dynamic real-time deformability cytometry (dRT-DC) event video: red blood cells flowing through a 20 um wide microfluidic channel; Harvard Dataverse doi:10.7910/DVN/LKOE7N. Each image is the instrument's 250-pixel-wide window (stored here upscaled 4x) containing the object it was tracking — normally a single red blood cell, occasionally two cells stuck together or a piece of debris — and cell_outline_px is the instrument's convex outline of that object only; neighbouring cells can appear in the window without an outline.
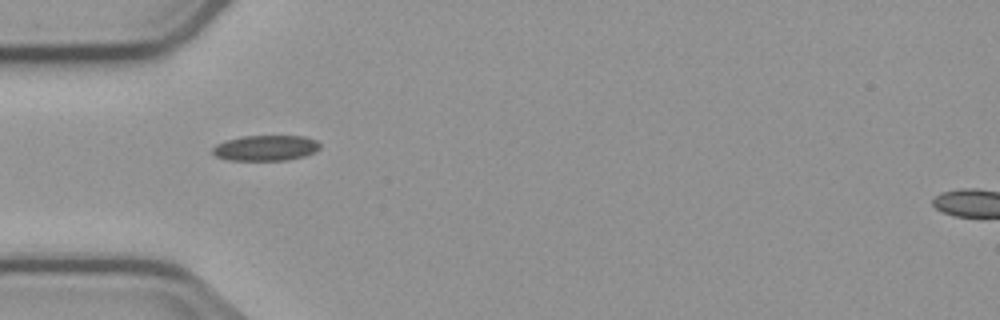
{"species": "common noctule bat (a hibernating species)", "species_latin": "Nyctalus noctula", "temperature_condition": "cold", "stored_images_in_passage": 5, "camera_frame_rate_fps": 3000, "um_per_image_px": 0.085, "animal": {"sex": "male", "body_mass_g": 23.1, "forearm_length_mm": 52.7}, "frame": {"image": 1, "passage_image": 1, "time_ms": 0.0, "image_size_px": [1000, 320], "cell_outline_px": [[320, 148], [304, 156], [284, 160], [228, 160], [216, 156], [212, 152], [212, 148], [216, 144], [228, 140], [244, 136], [304, 136], [316, 140], [320, 144]], "centroid_in_image_um": [22.57, 12.57], "position_along_channel_um": 62.4, "area_um2": 15.78}}
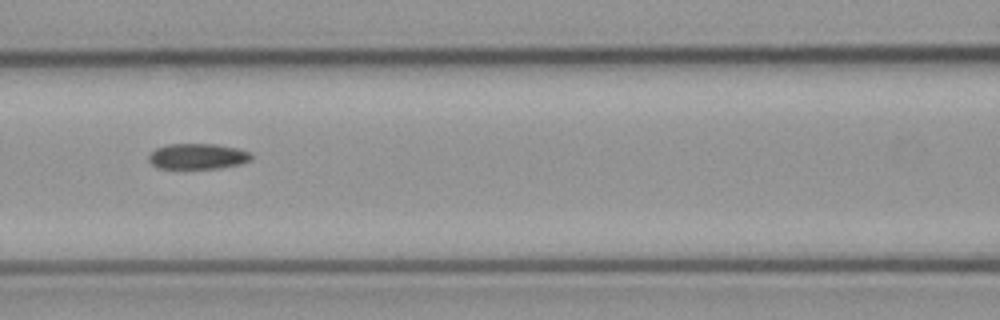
{"frame": {"image": 2, "passage_image": 3, "time_ms": 2.333, "image_size_px": [1000, 320], "cell_outline_px": [[252, 160], [240, 164], [216, 168], [156, 168], [148, 160], [148, 156], [156, 148], [168, 144], [216, 144], [240, 148], [248, 152], [252, 156]], "centroid_in_image_um": [16.8, 13.28], "position_along_channel_um": 149.8, "area_um2": 15.32}}
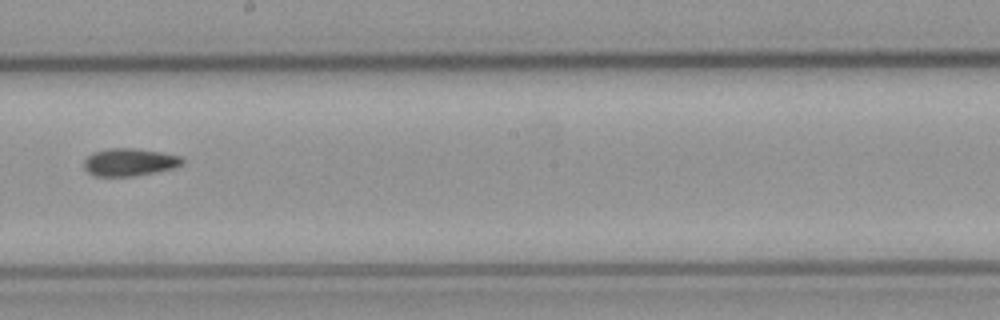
{"frame": {"image": 3, "passage_image": 5, "time_ms": 4.667, "image_size_px": [1000, 320], "cell_outline_px": [[184, 164], [172, 168], [132, 176], [96, 176], [88, 172], [84, 168], [84, 160], [92, 152], [108, 148], [132, 148], [160, 152], [184, 156]], "centroid_in_image_um": [11.01, 13.77], "position_along_channel_um": 237.2, "area_um2": 15.78}}